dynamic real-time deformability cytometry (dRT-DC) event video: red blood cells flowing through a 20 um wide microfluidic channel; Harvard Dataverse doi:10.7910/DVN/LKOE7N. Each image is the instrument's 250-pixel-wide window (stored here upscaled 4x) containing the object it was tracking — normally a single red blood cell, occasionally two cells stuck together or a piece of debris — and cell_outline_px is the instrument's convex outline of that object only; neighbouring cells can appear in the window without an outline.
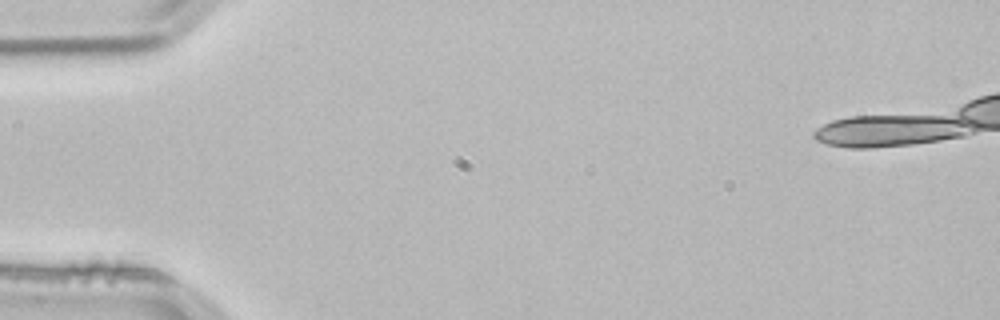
{"species": "common noctule bat (a hibernating species)", "species_latin": "Nyctalus noctula", "temperature_condition": "room temperature", "stored_images_in_passage": 4, "camera_frame_rate_fps": 3000, "um_per_image_px": 0.085, "animal": {"sex": "male", "body_mass_g": 21.5, "forearm_length_mm": 52.0}, "frame": {"image": 1, "passage_image": 1, "time_ms": 0.0, "image_size_px": [1000, 320], "cell_outline_px": [[956, 120], [948, 136], [924, 140], [896, 140], [844, 120]], "centroid_in_image_um": [77.21, 10.92], "position_along_channel_um": 7.8, "area_um2": 11.39}}